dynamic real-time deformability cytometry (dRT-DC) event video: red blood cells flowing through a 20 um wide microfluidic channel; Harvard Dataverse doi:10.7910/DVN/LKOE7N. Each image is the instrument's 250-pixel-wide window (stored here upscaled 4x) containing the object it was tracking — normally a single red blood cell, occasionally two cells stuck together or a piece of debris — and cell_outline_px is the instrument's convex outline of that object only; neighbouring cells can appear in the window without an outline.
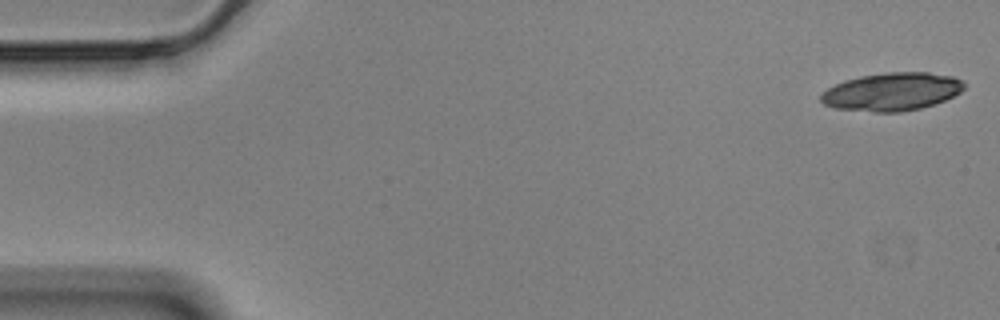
{"species": "Egyptian fruit bat (a non-hibernating species)", "species_latin": "Rousettus aegyptiacus", "temperature_condition": "cold", "stored_images_in_passage": 56, "camera_frame_rate_fps": 3000, "um_per_image_px": 0.085, "animal": {"sex": "male"}, "frame": {"image": 1, "passage_image": 1, "time_ms": 0.0, "image_size_px": [1000, 320], "cell_outline_px": [[964, 88], [960, 92], [944, 100], [920, 108], [900, 112], [876, 112], [836, 108], [824, 104], [820, 100], [820, 96], [828, 88], [844, 80], [860, 76], [888, 72], [928, 72], [952, 76], [964, 80]], "centroid_in_image_um": [75.82, 7.78], "position_along_channel_um": 9.2, "area_um2": 31.56}}
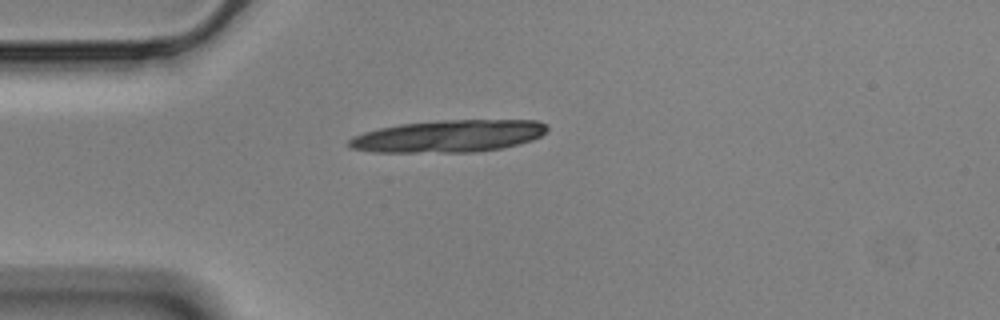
{"frame": {"image": 2, "passage_image": 14, "time_ms": 4.333, "image_size_px": [1000, 320], "cell_outline_px": [[548, 128], [540, 136], [532, 140], [520, 144], [500, 148], [476, 152], [372, 152], [352, 148], [348, 144], [348, 140], [352, 136], [364, 132], [380, 128], [400, 124], [436, 120], [536, 120], [548, 124]], "centroid_in_image_um": [38.14, 11.57], "position_along_channel_um": 46.9, "area_um2": 37.28}}